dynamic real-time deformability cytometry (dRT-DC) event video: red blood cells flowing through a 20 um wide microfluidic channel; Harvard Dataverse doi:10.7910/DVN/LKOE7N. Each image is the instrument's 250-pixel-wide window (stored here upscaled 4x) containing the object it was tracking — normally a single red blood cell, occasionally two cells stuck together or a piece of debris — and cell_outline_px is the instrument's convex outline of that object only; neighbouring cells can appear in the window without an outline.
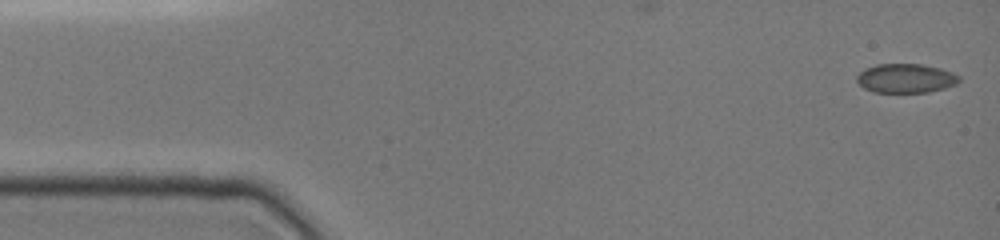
{"species": "common noctule bat (a hibernating species)", "species_latin": "Nyctalus noctula", "temperature_condition": "cold", "stored_images_in_passage": 28, "camera_frame_rate_fps": 3000, "um_per_image_px": 0.085, "animal": {"sex": "female", "body_mass_g": 19.0, "forearm_length_mm": 51.5}, "frame": {"image": 1, "passage_image": 1, "time_ms": 0.0, "image_size_px": [1000, 240], "cell_outline_px": [[960, 80], [956, 84], [944, 88], [928, 92], [872, 92], [864, 88], [856, 80], [856, 76], [864, 68], [876, 64], [920, 64], [940, 68], [952, 72], [960, 76]], "centroid_in_image_um": [76.97, 6.65], "position_along_channel_um": 8.0, "area_um2": 17.4}}
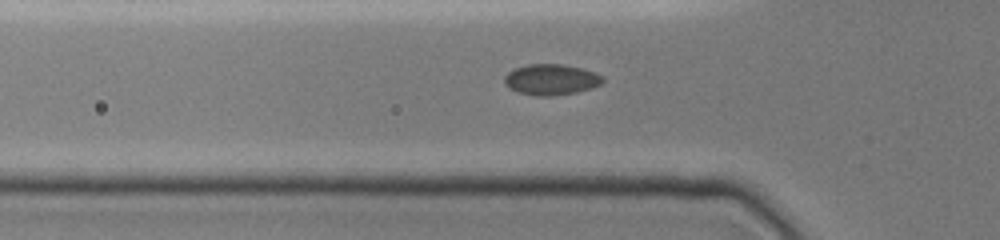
{"frame": {"image": 2, "passage_image": 15, "time_ms": 4.667, "image_size_px": [1000, 240], "cell_outline_px": [[604, 80], [600, 84], [592, 88], [576, 92], [548, 96], [536, 96], [516, 92], [508, 88], [504, 84], [504, 76], [508, 72], [516, 68], [528, 64], [560, 64], [580, 68], [604, 76]], "centroid_in_image_um": [46.8, 6.77], "position_along_channel_um": 79.0, "area_um2": 17.63}}
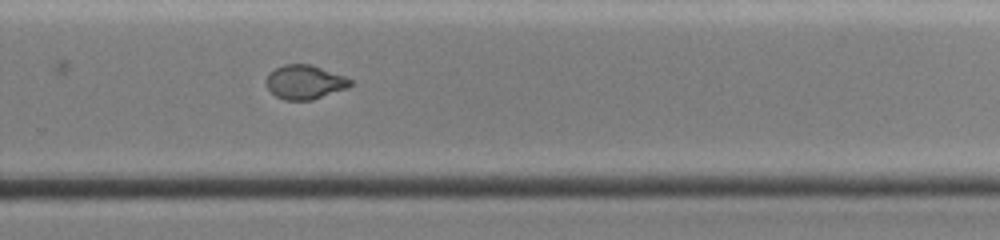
{"frame": {"image": 3, "passage_image": 28, "time_ms": 10.333, "image_size_px": [1000, 240], "cell_outline_px": [[352, 84], [348, 88], [312, 100], [284, 100], [276, 96], [264, 84], [264, 80], [268, 72], [284, 64], [312, 64], [344, 76], [352, 80]], "centroid_in_image_um": [25.88, 6.97], "position_along_channel_um": 303.9, "area_um2": 16.94}}